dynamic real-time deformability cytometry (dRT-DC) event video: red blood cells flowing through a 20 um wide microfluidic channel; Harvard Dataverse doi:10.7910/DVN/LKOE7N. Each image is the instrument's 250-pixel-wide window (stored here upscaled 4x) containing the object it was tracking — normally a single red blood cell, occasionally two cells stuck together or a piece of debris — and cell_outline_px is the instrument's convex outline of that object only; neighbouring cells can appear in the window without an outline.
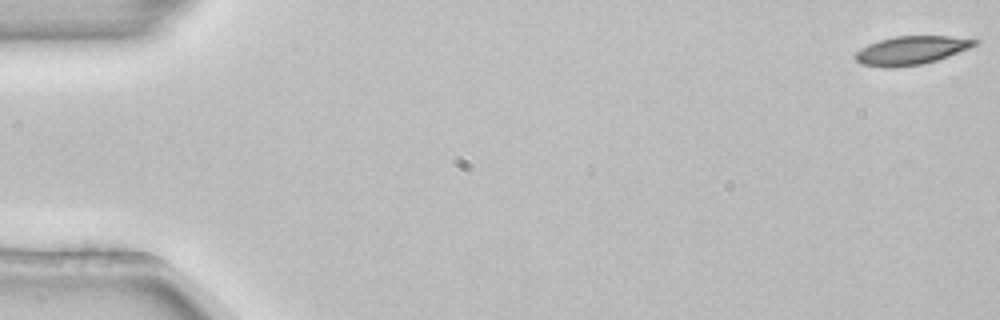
{"species": "common noctule bat (a hibernating species)", "species_latin": "Nyctalus noctula", "temperature_condition": "room temperature", "stored_images_in_passage": 5, "camera_frame_rate_fps": 3000, "um_per_image_px": 0.085, "animal": {"sex": "female", "body_mass_g": 22.7, "forearm_length_mm": 54.2}, "frame": {"image": 1, "passage_image": 1, "time_ms": 0.0, "image_size_px": [1000, 320], "cell_outline_px": [[980, 40], [976, 44], [968, 48], [948, 56], [924, 64], [888, 68], [860, 64], [856, 60], [856, 52], [860, 48], [868, 44], [880, 40], [896, 36], [948, 36]], "centroid_in_image_um": [77.42, 4.28], "position_along_channel_um": 7.6, "area_um2": 19.65}}